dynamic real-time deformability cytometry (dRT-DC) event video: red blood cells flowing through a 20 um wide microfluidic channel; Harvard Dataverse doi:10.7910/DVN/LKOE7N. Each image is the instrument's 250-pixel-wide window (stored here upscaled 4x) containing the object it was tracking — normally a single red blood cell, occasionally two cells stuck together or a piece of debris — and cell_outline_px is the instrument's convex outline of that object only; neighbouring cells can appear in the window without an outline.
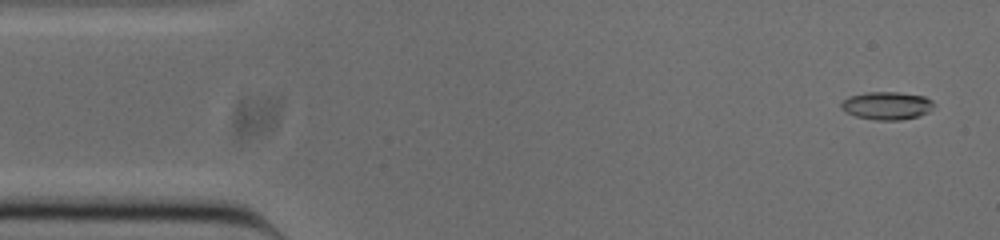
{"species": "common noctule bat (a hibernating species)", "species_latin": "Nyctalus noctula", "temperature_condition": "cold", "stored_images_in_passage": 51, "camera_frame_rate_fps": 3000, "um_per_image_px": 0.085, "animal": {"sex": "male", "body_mass_g": 20.0, "forearm_length_mm": 53.3}, "frame": {"image": 1, "passage_image": 2, "time_ms": 0.333, "image_size_px": [1000, 240], "cell_outline_px": [[936, 104], [928, 112], [920, 116], [900, 120], [876, 120], [856, 116], [840, 108], [840, 104], [848, 96], [868, 92], [896, 92], [924, 96], [932, 100]], "centroid_in_image_um": [75.41, 8.98], "position_along_channel_um": 9.6, "area_um2": 15.09}}
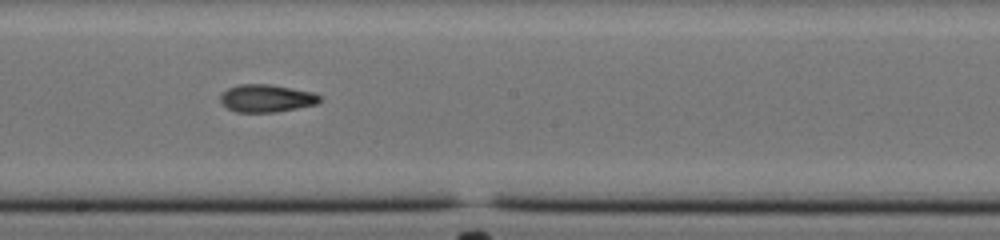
{"frame": {"image": 2, "passage_image": 27, "time_ms": 8.667, "image_size_px": [1000, 240], "cell_outline_px": [[320, 100], [316, 104], [276, 112], [236, 112], [228, 108], [220, 100], [220, 96], [228, 88], [240, 84], [268, 84], [292, 88], [312, 92], [320, 96]], "centroid_in_image_um": [22.64, 8.35], "position_along_channel_um": 225.6, "area_um2": 15.78}}
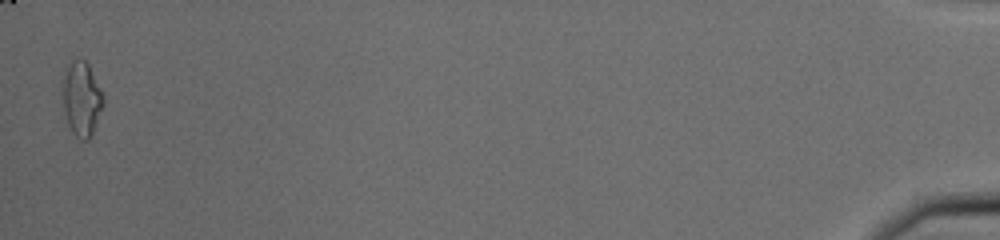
{"frame": {"image": 3, "passage_image": 51, "time_ms": 16.667, "image_size_px": [1000, 240], "cell_outline_px": [[104, 104], [92, 132], [88, 140], [80, 140], [72, 132], [68, 124], [64, 108], [64, 76], [72, 60], [80, 56], [88, 64], [104, 96]], "centroid_in_image_um": [6.96, 8.4], "position_along_channel_um": 428.2, "area_um2": 17.17}, "authors_computed_cell_mechanics": {"area_um2": 15.7794, "velocity_mm_per_s": 3.8624, "shape_relaxation_time_tau1_ms": 4.6585, "shape_relaxation_time_tau2_ms": 3.9578, "deformation_change_tau1": 0.1985, "deformation_change_tau2": 0.1108}}